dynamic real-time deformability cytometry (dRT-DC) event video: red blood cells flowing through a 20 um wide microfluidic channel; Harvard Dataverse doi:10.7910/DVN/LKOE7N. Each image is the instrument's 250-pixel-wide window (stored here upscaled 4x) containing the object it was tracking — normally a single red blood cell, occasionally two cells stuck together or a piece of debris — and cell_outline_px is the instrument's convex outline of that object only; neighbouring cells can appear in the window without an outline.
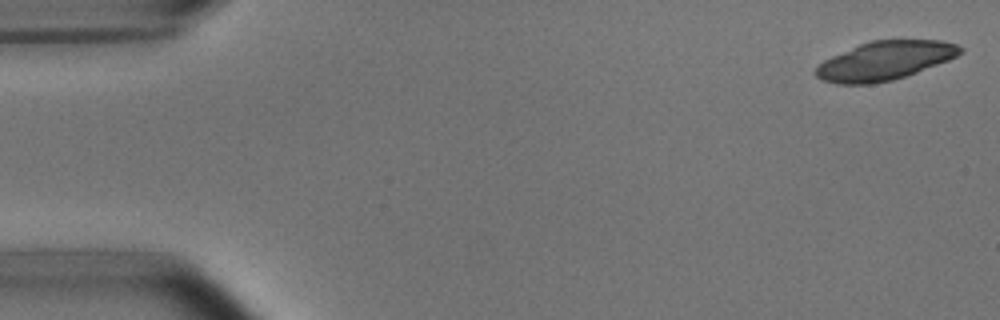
{"species": "common noctule bat (a hibernating species)", "species_latin": "Nyctalus noctula", "temperature_condition": "room temperature", "stored_images_in_passage": 7, "camera_frame_rate_fps": 3000, "um_per_image_px": 0.085, "animal": {"sex": "male", "body_mass_g": 15.6}, "frame": {"image": 1, "passage_image": 1, "time_ms": 0.0, "image_size_px": [1000, 320], "cell_outline_px": [[964, 52], [948, 60], [916, 72], [892, 80], [872, 84], [836, 84], [820, 80], [812, 72], [824, 60], [832, 56], [860, 44], [872, 40], [940, 40], [956, 44], [964, 48]], "centroid_in_image_um": [75.19, 5.16], "position_along_channel_um": 9.8, "area_um2": 32.48}}